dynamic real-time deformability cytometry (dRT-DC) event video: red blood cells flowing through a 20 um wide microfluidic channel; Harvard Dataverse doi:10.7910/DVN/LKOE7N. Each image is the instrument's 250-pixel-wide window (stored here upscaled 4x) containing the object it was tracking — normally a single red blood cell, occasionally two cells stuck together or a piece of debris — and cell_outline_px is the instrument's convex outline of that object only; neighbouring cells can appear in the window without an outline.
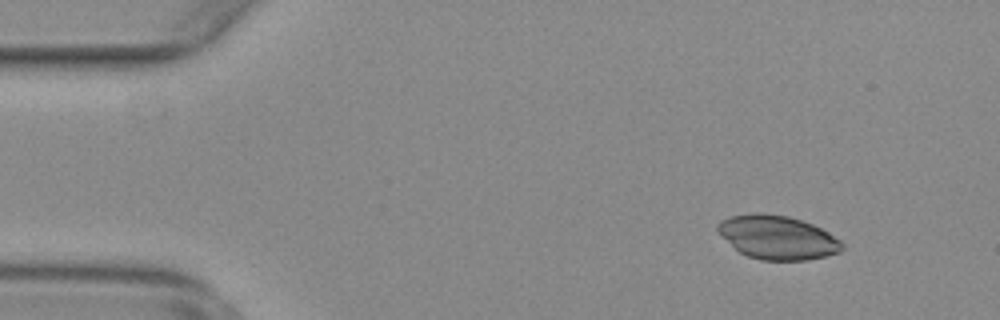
{"species": "common noctule bat (a hibernating species)", "species_latin": "Nyctalus noctula", "temperature_condition": "warm", "stored_images_in_passage": 50, "camera_frame_rate_fps": 3000, "um_per_image_px": 0.085, "animal": {"sex": "female", "body_mass_g": 29.2, "forearm_length_mm": 56.3}, "frame": {"image": 1, "passage_image": 2, "time_ms": 0.333, "image_size_px": [1000, 320], "cell_outline_px": [[844, 248], [840, 252], [808, 260], [760, 260], [748, 256], [740, 252], [716, 228], [716, 224], [720, 220], [728, 216], [756, 212], [764, 212], [788, 216], [812, 224], [828, 232], [840, 240], [844, 244]], "centroid_in_image_um": [66.1, 20.16], "position_along_channel_um": 18.9, "area_um2": 31.62}}